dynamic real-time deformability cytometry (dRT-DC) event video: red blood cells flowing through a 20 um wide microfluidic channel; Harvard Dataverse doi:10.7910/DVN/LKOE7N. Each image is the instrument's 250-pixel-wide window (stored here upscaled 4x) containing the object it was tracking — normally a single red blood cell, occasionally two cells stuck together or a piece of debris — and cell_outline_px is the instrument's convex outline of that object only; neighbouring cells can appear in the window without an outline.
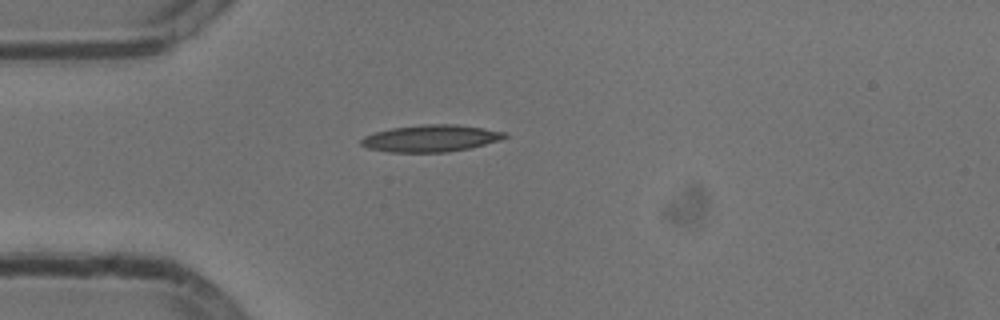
{"species": "common noctule bat (a hibernating species)", "species_latin": "Nyctalus noctula", "temperature_condition": "cold", "stored_images_in_passage": 40, "camera_frame_rate_fps": 3000, "um_per_image_px": 0.085, "animal": {"sex": "male", "body_mass_g": 13.3}, "frame": {"image": 1, "passage_image": 1, "time_ms": 0.0, "image_size_px": [1000, 320], "cell_outline_px": [[508, 136], [500, 140], [468, 148], [448, 152], [388, 152], [368, 148], [360, 144], [360, 140], [364, 136], [376, 132], [392, 128], [424, 124], [452, 124], [484, 128], [508, 132]], "centroid_in_image_um": [36.63, 11.75], "position_along_channel_um": 48.4, "area_um2": 22.43}}
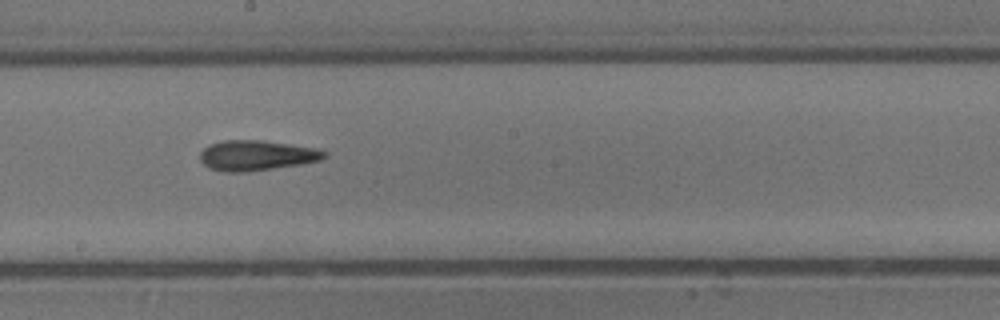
{"frame": {"image": 2, "passage_image": 16, "time_ms": 5.0, "image_size_px": [1000, 320], "cell_outline_px": [[328, 156], [320, 160], [300, 164], [248, 172], [224, 172], [208, 168], [200, 160], [200, 152], [208, 144], [224, 140], [260, 140], [288, 144], [312, 148], [328, 152]], "centroid_in_image_um": [21.76, 13.22], "position_along_channel_um": 226.4, "area_um2": 21.85}}
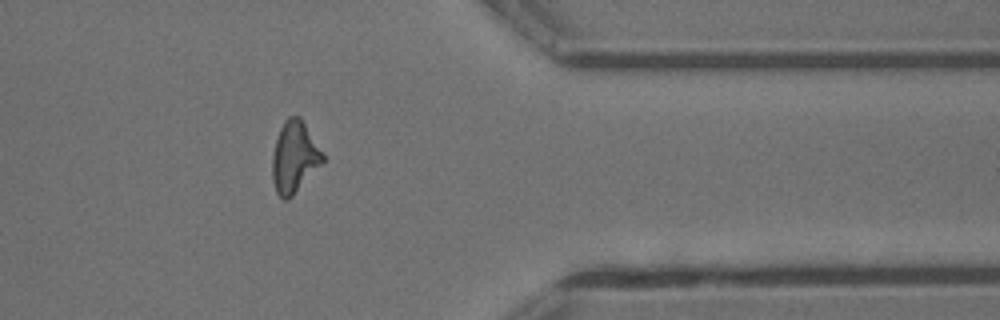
{"frame": {"image": 3, "passage_image": 30, "time_ms": 9.667, "image_size_px": [1000, 320], "cell_outline_px": [[324, 164], [288, 200], [284, 200], [276, 192], [272, 180], [272, 156], [276, 140], [280, 128], [284, 120], [288, 116], [300, 116], [324, 156]], "centroid_in_image_um": [25.02, 13.38], "position_along_channel_um": 386.4, "area_um2": 21.04}, "authors_computed_cell_mechanics": {"area_um2": 20.8369, "velocity_mm_per_s": 3.797, "shape_relaxation_time_tau1_ms": 10.5449, "shape_relaxation_time_tau2_ms": 3.0657, "deformation_change_tau1": 0.2718, "deformation_change_tau2": 0.1412}}